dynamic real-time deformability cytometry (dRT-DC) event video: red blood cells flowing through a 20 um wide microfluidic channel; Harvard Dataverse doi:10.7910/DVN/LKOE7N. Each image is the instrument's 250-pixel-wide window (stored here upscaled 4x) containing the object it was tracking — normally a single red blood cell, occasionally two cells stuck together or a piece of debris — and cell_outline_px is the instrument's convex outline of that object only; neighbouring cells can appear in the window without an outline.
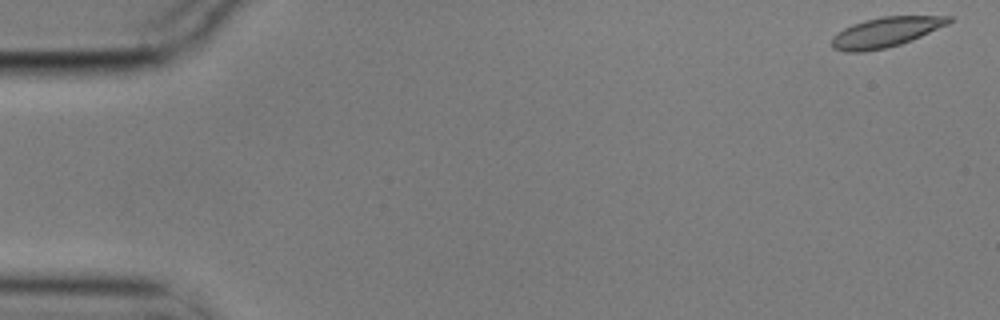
{"species": "common noctule bat (a hibernating species)", "species_latin": "Nyctalus noctula", "temperature_condition": "cold", "stored_images_in_passage": 4, "camera_frame_rate_fps": 3000, "um_per_image_px": 0.085, "animal": {"sex": "male", "body_mass_g": 17.9}, "frame": {"image": 1, "passage_image": 1, "time_ms": 0.0, "image_size_px": [1000, 320], "cell_outline_px": [[952, 20], [948, 24], [912, 40], [900, 44], [884, 48], [864, 52], [844, 52], [832, 48], [832, 36], [836, 32], [852, 24], [864, 20], [884, 16], [952, 16]], "centroid_in_image_um": [75.25, 2.74], "position_along_channel_um": 9.8, "area_um2": 20.4}}